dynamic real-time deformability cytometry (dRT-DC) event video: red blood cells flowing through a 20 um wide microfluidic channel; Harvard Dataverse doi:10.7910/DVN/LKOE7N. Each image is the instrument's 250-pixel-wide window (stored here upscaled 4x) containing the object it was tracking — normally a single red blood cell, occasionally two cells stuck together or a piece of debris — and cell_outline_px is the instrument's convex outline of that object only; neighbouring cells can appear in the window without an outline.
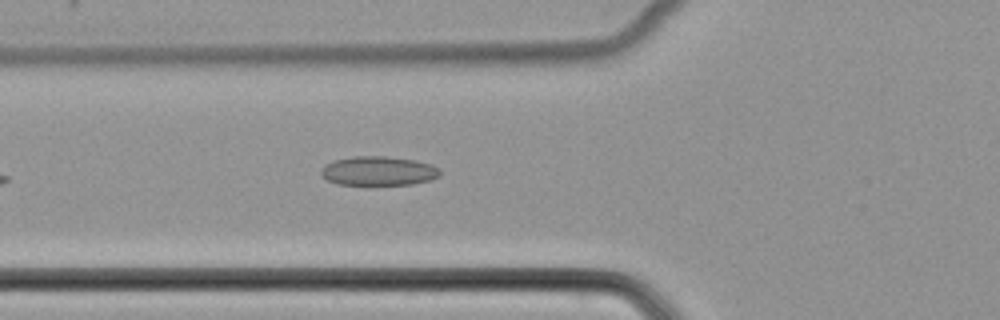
{"species": "common noctule bat (a hibernating species)", "species_latin": "Nyctalus noctula", "temperature_condition": "cold", "stored_images_in_passage": 34, "camera_frame_rate_fps": 3000, "um_per_image_px": 0.085, "animal": {"sex": "female", "body_mass_g": 22.7, "forearm_length_mm": 54.2}, "frame": {"image": 1, "passage_image": 7, "time_ms": 2.0, "image_size_px": [1000, 320], "cell_outline_px": [[440, 176], [428, 180], [412, 184], [368, 188], [336, 184], [320, 176], [320, 168], [324, 164], [332, 160], [352, 156], [384, 156], [416, 160], [432, 164], [440, 168]], "centroid_in_image_um": [32.1, 14.57], "position_along_channel_um": 93.7, "area_um2": 21.5}}
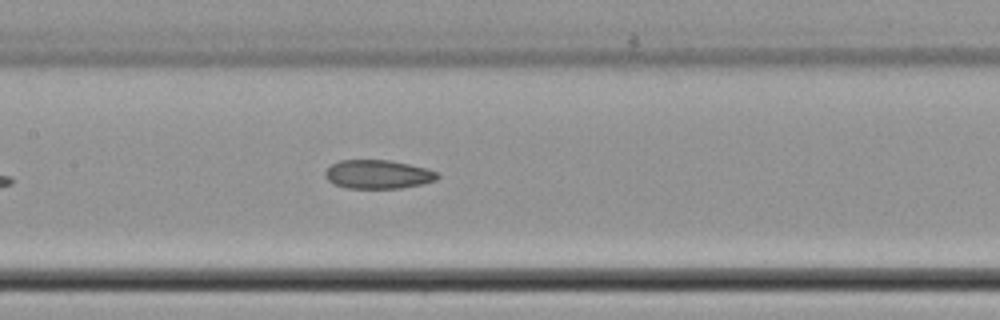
{"frame": {"image": 2, "passage_image": 13, "time_ms": 4.0, "image_size_px": [1000, 320], "cell_outline_px": [[440, 176], [436, 180], [420, 184], [400, 188], [348, 188], [332, 184], [324, 176], [324, 172], [332, 164], [340, 160], [388, 160], [408, 164], [424, 168], [436, 172]], "centroid_in_image_um": [32.08, 14.82], "position_along_channel_um": 175.3, "area_um2": 18.67}}
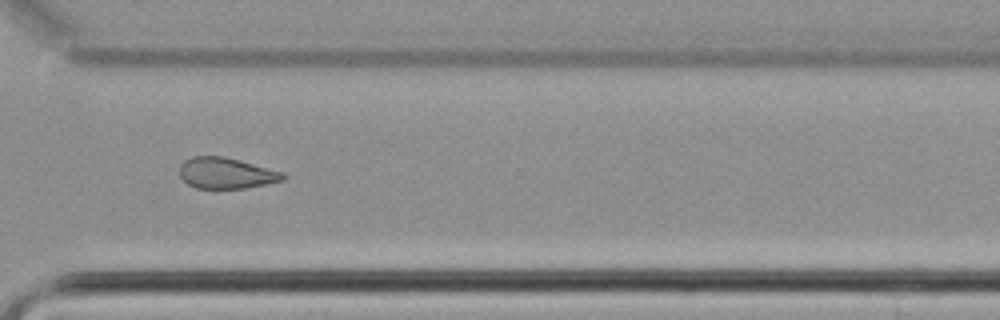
{"frame": {"image": 3, "passage_image": 26, "time_ms": 8.333, "image_size_px": [1000, 320], "cell_outline_px": [[288, 176], [284, 180], [248, 188], [196, 188], [188, 184], [180, 176], [180, 164], [184, 160], [192, 156], [224, 156], [240, 160], [284, 172]], "centroid_in_image_um": [19.25, 14.71], "position_along_channel_um": 351.4, "area_um2": 18.84}}